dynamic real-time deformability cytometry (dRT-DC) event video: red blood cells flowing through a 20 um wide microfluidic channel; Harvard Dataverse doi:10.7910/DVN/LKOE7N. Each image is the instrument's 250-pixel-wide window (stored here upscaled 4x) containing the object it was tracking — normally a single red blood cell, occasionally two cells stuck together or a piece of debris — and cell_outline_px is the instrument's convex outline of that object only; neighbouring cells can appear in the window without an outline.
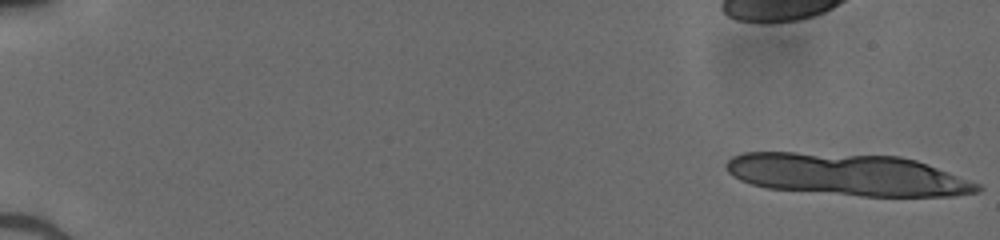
{"species": "human", "species_latin": "Homo sapiens", "temperature_condition": "cold", "stored_images_in_passage": 14, "camera_frame_rate_fps": 3000, "um_per_image_px": 0.085, "donor": {"sex": "male"}, "frame": {"image": 1, "passage_image": 1, "time_ms": 0.0, "image_size_px": [1000, 240], "cell_outline_px": [[984, 188], [980, 192], [952, 196], [860, 196], [768, 188], [752, 184], [740, 180], [732, 176], [728, 172], [724, 164], [732, 156], [744, 152], [792, 152], [900, 156], [916, 160], [980, 184]], "centroid_in_image_um": [72.03, 14.84], "position_along_channel_um": 13.0, "area_um2": 61.44}}